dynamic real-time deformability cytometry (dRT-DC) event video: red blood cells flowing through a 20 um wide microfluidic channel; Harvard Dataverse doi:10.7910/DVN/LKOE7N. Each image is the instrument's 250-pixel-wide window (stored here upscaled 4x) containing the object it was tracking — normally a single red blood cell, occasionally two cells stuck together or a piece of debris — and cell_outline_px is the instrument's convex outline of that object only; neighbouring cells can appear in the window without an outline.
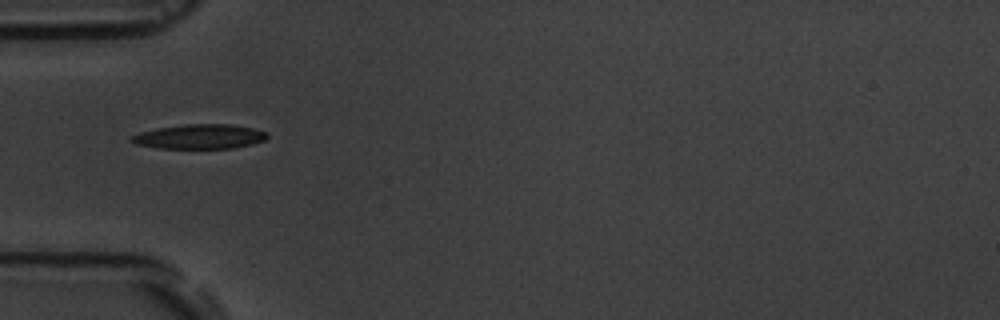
{"species": "common noctule bat (a hibernating species)", "species_latin": "Nyctalus noctula", "temperature_condition": "room temperature", "stored_images_in_passage": 2, "camera_frame_rate_fps": 3000, "um_per_image_px": 0.085, "animal": {"sex": "male", "body_mass_g": 19.5, "forearm_length_mm": 54.6}, "frame": {"image": 1, "passage_image": 1, "time_ms": 0.0, "image_size_px": [1000, 320], "cell_outline_px": [[268, 136], [264, 140], [252, 144], [232, 148], [156, 148], [136, 144], [128, 140], [132, 136], [140, 132], [156, 128], [184, 124], [232, 124], [252, 128], [268, 132]], "centroid_in_image_um": [16.96, 11.6], "position_along_channel_um": 68.0, "area_um2": 19.48}}
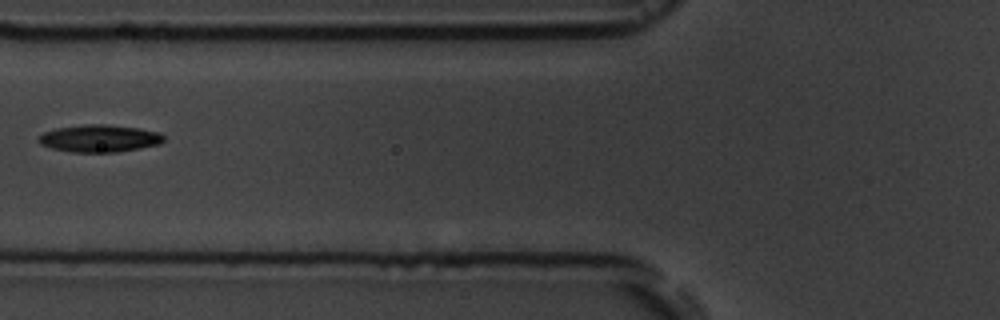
{"frame": {"image": 2, "passage_image": 2, "time_ms": 1.333, "image_size_px": [1000, 320], "cell_outline_px": [[164, 140], [160, 144], [140, 148], [116, 152], [72, 152], [52, 148], [40, 144], [36, 140], [44, 132], [56, 128], [84, 124], [104, 124], [140, 128], [160, 132], [164, 136]], "centroid_in_image_um": [8.46, 11.76], "position_along_channel_um": 117.3, "area_um2": 20.0}}